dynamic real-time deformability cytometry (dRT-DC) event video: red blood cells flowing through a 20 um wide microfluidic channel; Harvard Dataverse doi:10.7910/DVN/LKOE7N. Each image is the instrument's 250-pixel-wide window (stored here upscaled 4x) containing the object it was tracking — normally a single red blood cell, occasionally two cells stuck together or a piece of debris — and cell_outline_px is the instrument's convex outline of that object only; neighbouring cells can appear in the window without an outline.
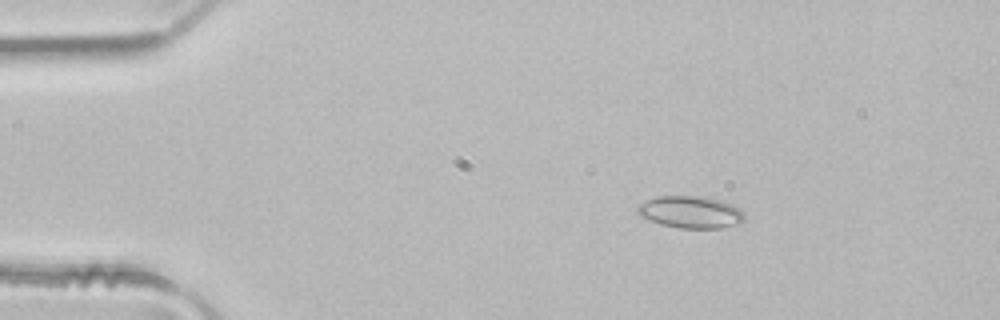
{"species": "common noctule bat (a hibernating species)", "species_latin": "Nyctalus noctula", "temperature_condition": "room temperature", "stored_images_in_passage": 36, "camera_frame_rate_fps": 3000, "um_per_image_px": 0.085, "animal": {"sex": "male", "body_mass_g": 21.5, "forearm_length_mm": 52.0}, "frame": {"image": 1, "passage_image": 6, "time_ms": 1.667, "image_size_px": [1000, 320], "cell_outline_px": [[744, 220], [736, 224], [720, 228], [680, 228], [660, 224], [640, 216], [636, 212], [636, 208], [640, 204], [656, 196], [700, 196], [720, 200], [732, 204], [740, 208], [744, 212]], "centroid_in_image_um": [58.7, 18.02], "position_along_channel_um": 26.3, "area_um2": 20.0}}
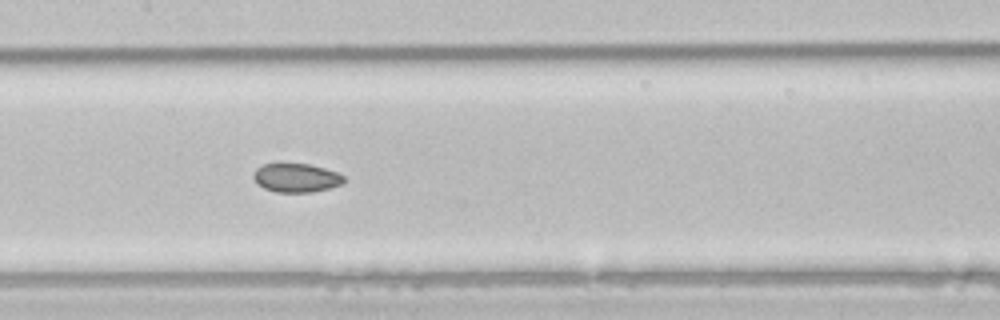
{"frame": {"image": 2, "passage_image": 22, "time_ms": 7.0, "image_size_px": [1000, 320], "cell_outline_px": [[344, 180], [340, 184], [328, 188], [312, 192], [276, 192], [264, 188], [256, 184], [252, 176], [256, 168], [264, 164], [280, 160], [308, 164], [324, 168], [336, 172], [344, 176]], "centroid_in_image_um": [25.09, 15.06], "position_along_channel_um": 182.3, "area_um2": 15.66}}
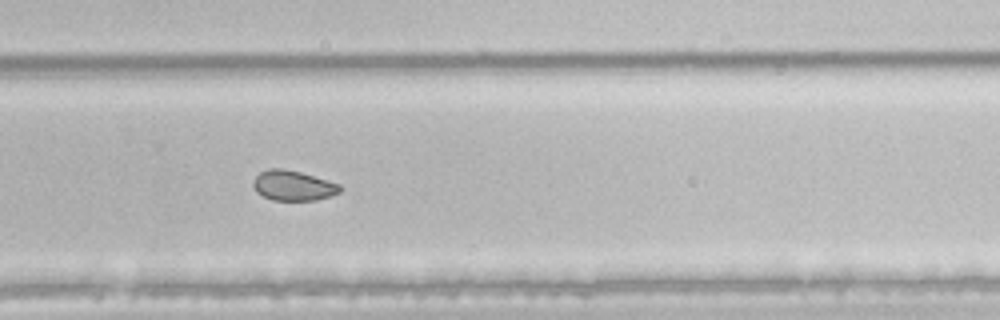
{"frame": {"image": 3, "passage_image": 31, "time_ms": 10.0, "image_size_px": [1000, 320], "cell_outline_px": [[344, 188], [340, 192], [332, 196], [316, 200], [272, 200], [256, 192], [252, 184], [252, 180], [260, 172], [268, 168], [284, 168], [300, 172], [340, 184]], "centroid_in_image_um": [24.92, 15.77], "position_along_channel_um": 304.9, "area_um2": 15.37}}